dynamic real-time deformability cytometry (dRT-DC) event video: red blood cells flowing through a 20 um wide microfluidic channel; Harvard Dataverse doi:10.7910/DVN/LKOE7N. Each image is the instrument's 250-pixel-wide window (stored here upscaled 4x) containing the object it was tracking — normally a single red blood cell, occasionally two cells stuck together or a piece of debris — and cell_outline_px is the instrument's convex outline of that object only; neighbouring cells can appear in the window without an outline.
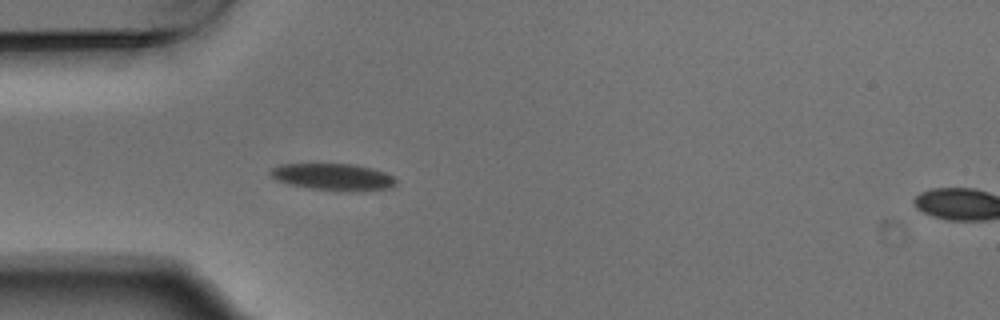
{"species": "Egyptian fruit bat (a non-hibernating species)", "species_latin": "Rousettus aegyptiacus", "temperature_condition": "warm", "stored_images_in_passage": 4, "segment_of_instrument_passage": [1, 2], "camera_frame_rate_fps": 3000, "um_per_image_px": 0.085, "animal": {"sex": "male"}, "frame": {"image": 1, "passage_image": 3, "time_ms": 0.667, "image_size_px": [1000, 320], "cell_outline_px": [[396, 184], [392, 188], [352, 192], [312, 188], [288, 184], [272, 176], [268, 172], [272, 168], [280, 164], [356, 164], [372, 168], [384, 172], [392, 176], [396, 180]], "centroid_in_image_um": [28.37, 15.04], "position_along_channel_um": 56.6, "area_um2": 19.59}}